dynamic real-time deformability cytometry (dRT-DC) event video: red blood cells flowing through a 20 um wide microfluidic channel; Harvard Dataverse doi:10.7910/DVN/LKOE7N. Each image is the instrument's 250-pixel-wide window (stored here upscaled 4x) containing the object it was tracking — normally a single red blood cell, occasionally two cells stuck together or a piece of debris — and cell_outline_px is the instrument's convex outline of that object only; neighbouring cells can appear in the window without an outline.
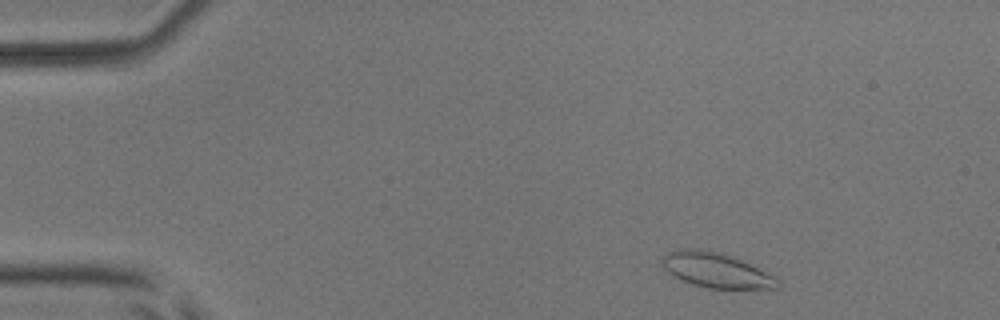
{"species": "common noctule bat (a hibernating species)", "species_latin": "Nyctalus noctula", "temperature_condition": "room temperature", "stored_images_in_passage": 49, "camera_frame_rate_fps": 3000, "um_per_image_px": 0.085, "animal": {"sex": "male", "body_mass_g": 17.9, "forearm_length_mm": 54.2}, "frame": {"image": 1, "passage_image": 3, "time_ms": 0.667, "image_size_px": [1000, 320], "cell_outline_px": [[780, 288], [708, 288], [692, 284], [668, 272], [664, 268], [664, 256], [672, 252], [684, 248], [696, 248], [720, 252], [740, 260], [776, 276], [780, 284]], "centroid_in_image_um": [60.92, 22.97], "position_along_channel_um": 24.1, "area_um2": 22.89}}
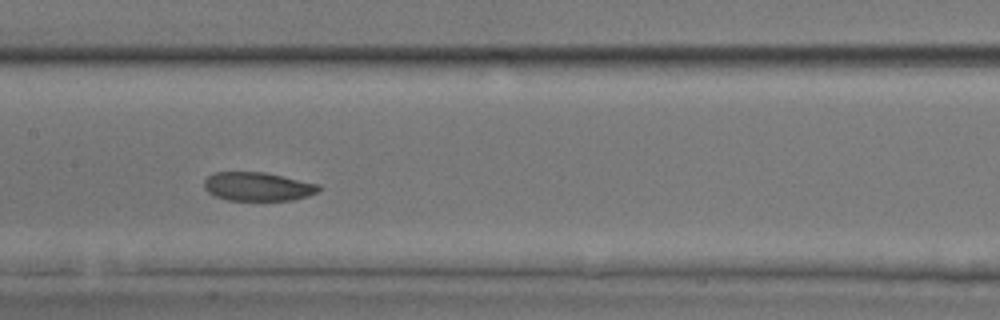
{"frame": {"image": 2, "passage_image": 22, "time_ms": 7.0, "image_size_px": [1000, 320], "cell_outline_px": [[320, 188], [316, 192], [308, 196], [292, 200], [228, 200], [216, 196], [208, 192], [204, 188], [204, 180], [212, 172], [264, 172], [320, 184]], "centroid_in_image_um": [21.89, 15.85], "position_along_channel_um": 185.5, "area_um2": 19.13}}
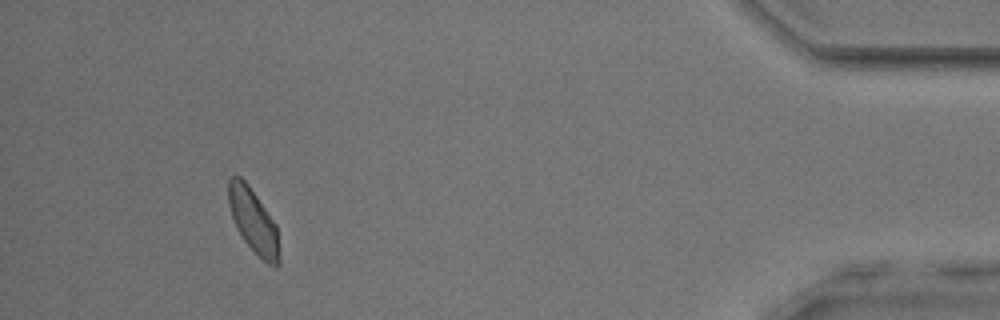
{"frame": {"image": 3, "passage_image": 44, "time_ms": 14.333, "image_size_px": [1000, 320], "cell_outline_px": [[280, 264], [276, 268], [268, 264], [244, 240], [232, 216], [228, 204], [228, 180], [232, 176], [240, 176], [248, 184], [276, 224], [280, 260]], "centroid_in_image_um": [21.55, 18.77], "position_along_channel_um": 413.7, "area_um2": 18.61}, "authors_computed_cell_mechanics": {"area_um2": 19.7676, "velocity_mm_per_s": 3.9481, "shape_relaxation_time_tau1_ms": 5.5399, "shape_relaxation_time_tau2_ms": 2.6647, "deformation_change_tau1": 0.1039, "deformation_change_tau2": 0.0568}}